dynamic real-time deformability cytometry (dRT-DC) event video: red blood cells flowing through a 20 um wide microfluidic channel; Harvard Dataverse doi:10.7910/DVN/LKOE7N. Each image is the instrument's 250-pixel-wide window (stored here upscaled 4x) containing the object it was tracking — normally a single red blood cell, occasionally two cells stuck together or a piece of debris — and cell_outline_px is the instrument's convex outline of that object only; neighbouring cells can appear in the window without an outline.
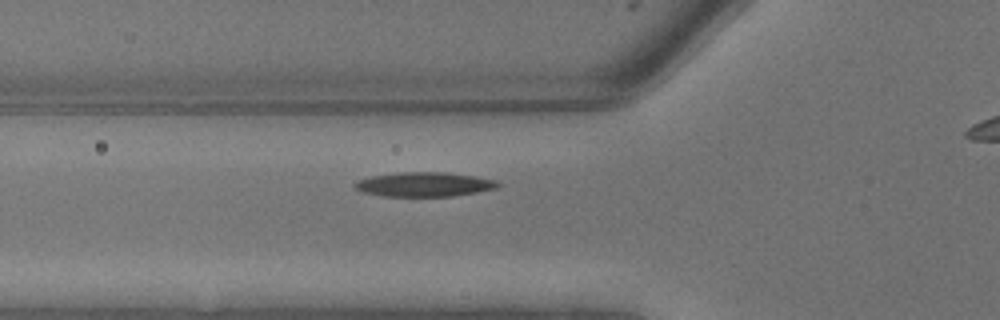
{"species": "common noctule bat (a hibernating species)", "species_latin": "Nyctalus noctula", "temperature_condition": "warm", "stored_images_in_passage": 9, "camera_frame_rate_fps": 3000, "um_per_image_px": 0.085, "animal": {"sex": "male", "body_mass_g": 13.3}, "frame": {"image": 1, "passage_image": 6, "time_ms": 1.667, "image_size_px": [1000, 320], "cell_outline_px": [[500, 184], [496, 188], [476, 192], [452, 196], [384, 196], [360, 192], [352, 188], [352, 184], [360, 180], [372, 176], [400, 172], [444, 172], [472, 176], [496, 180]], "centroid_in_image_um": [36.0, 15.67], "position_along_channel_um": 89.8, "area_um2": 20.23}}